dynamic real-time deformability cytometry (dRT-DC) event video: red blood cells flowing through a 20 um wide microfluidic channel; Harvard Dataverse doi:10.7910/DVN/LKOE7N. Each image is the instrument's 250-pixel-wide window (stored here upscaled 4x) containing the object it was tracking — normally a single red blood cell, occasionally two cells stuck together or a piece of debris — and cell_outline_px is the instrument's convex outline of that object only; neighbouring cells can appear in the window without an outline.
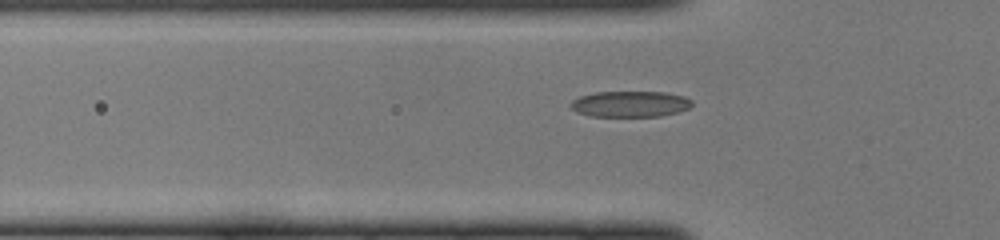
{"species": "common noctule bat (a hibernating species)", "species_latin": "Nyctalus noctula", "temperature_condition": "cold", "stored_images_in_passage": 36, "camera_frame_rate_fps": 3000, "um_per_image_px": 0.085, "animal": {"sex": "female", "body_mass_g": 22.0, "forearm_length_mm": 56.7}, "frame": {"image": 1, "passage_image": 3, "time_ms": 0.667, "image_size_px": [1000, 240], "cell_outline_px": [[692, 104], [688, 108], [680, 112], [660, 116], [588, 116], [576, 112], [568, 104], [572, 100], [580, 96], [596, 92], [664, 92], [684, 96], [692, 100]], "centroid_in_image_um": [53.55, 8.84], "position_along_channel_um": 72.3, "area_um2": 18.44}}
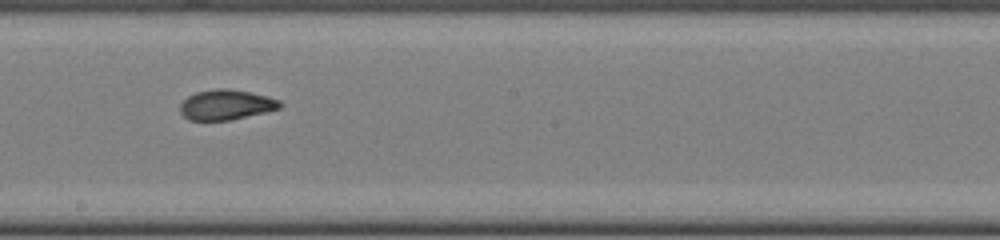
{"frame": {"image": 2, "passage_image": 14, "time_ms": 4.333, "image_size_px": [1000, 240], "cell_outline_px": [[284, 104], [280, 108], [232, 120], [188, 120], [180, 112], [180, 104], [188, 96], [196, 92], [216, 88], [228, 88], [268, 96], [280, 100]], "centroid_in_image_um": [19.22, 8.9], "position_along_channel_um": 229.0, "area_um2": 17.57}}
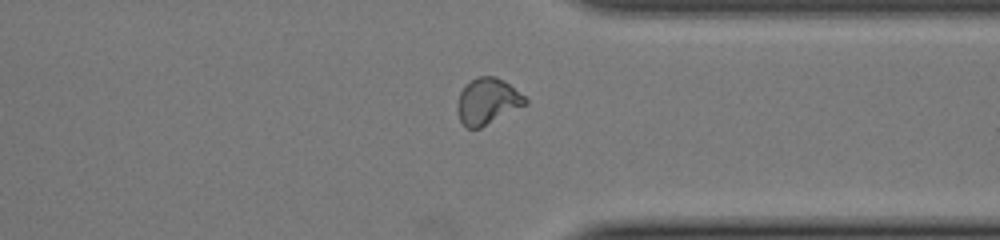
{"frame": {"image": 3, "passage_image": 24, "time_ms": 7.667, "image_size_px": [1000, 240], "cell_outline_px": [[528, 104], [480, 128], [464, 128], [456, 112], [456, 104], [460, 92], [472, 80], [480, 76], [492, 76], [504, 80], [524, 96], [528, 100]], "centroid_in_image_um": [41.42, 8.63], "position_along_channel_um": 370.0, "area_um2": 18.26}}